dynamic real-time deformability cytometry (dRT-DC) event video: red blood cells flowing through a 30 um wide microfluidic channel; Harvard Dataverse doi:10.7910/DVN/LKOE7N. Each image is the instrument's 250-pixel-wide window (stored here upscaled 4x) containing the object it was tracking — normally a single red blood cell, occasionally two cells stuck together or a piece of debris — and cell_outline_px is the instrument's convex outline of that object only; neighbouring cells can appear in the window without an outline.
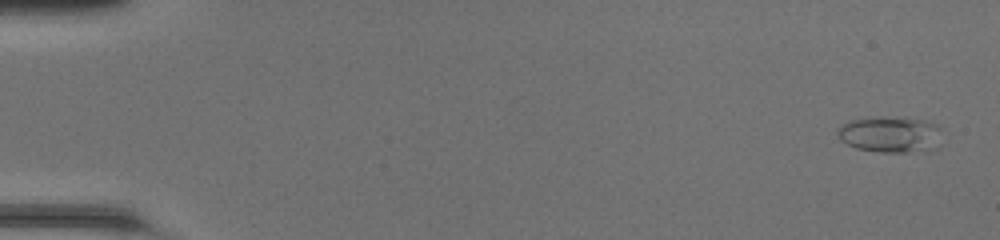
{"species": "common noctule bat (a hibernating species)", "species_latin": "Nyctalus noctula", "temperature_condition": "room temperature", "stored_images_in_passage": 49, "camera_frame_rate_fps": 3000, "um_per_image_px": 0.085, "animal": {"sex": "female", "body_mass_g": 20.0, "forearm_length_mm": 54.0}, "frame": {"image": 1, "passage_image": 2, "time_ms": 0.333, "image_size_px": [1000, 240], "cell_outline_px": [[940, 128], [936, 148], [904, 152], [880, 152], [856, 148], [840, 140], [836, 132], [836, 128], [840, 124], [848, 120], [880, 116], [904, 116], [924, 120], [936, 124]], "centroid_in_image_um": [75.6, 11.38], "position_along_channel_um": 9.4, "area_um2": 22.25}}
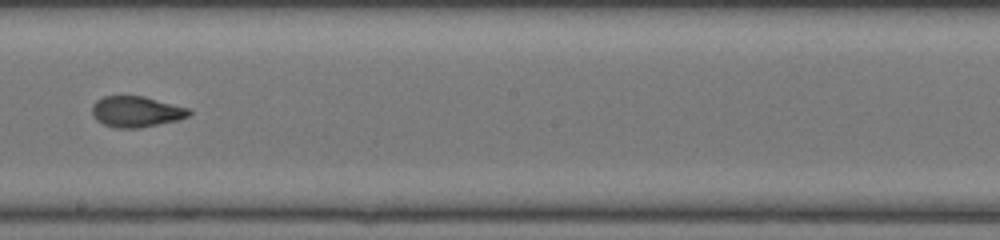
{"frame": {"image": 2, "passage_image": 29, "time_ms": 9.333, "image_size_px": [1000, 240], "cell_outline_px": [[192, 112], [188, 116], [176, 120], [140, 128], [116, 128], [104, 124], [96, 120], [92, 116], [92, 104], [96, 100], [104, 96], [144, 96], [188, 108]], "centroid_in_image_um": [11.54, 9.49], "position_along_channel_um": 236.7, "area_um2": 17.4}}
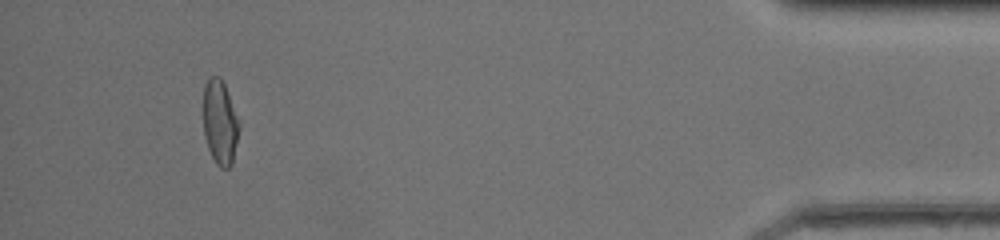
{"frame": {"image": 3, "passage_image": 46, "time_ms": 15.0, "image_size_px": [1000, 240], "cell_outline_px": [[240, 128], [232, 164], [228, 168], [220, 168], [216, 164], [208, 148], [204, 136], [204, 84], [208, 76], [220, 76], [224, 84], [240, 120]], "centroid_in_image_um": [18.71, 10.39], "position_along_channel_um": 416.5, "area_um2": 17.86}, "authors_computed_cell_mechanics": {"area_um2": 18.0336, "velocity_mm_per_s": 4.3088, "shape_relaxation_time_tau1_ms": null, "shape_relaxation_time_tau2_ms": 2.0209, "deformation_change_tau1": null, "deformation_change_tau2": 0.0834}}